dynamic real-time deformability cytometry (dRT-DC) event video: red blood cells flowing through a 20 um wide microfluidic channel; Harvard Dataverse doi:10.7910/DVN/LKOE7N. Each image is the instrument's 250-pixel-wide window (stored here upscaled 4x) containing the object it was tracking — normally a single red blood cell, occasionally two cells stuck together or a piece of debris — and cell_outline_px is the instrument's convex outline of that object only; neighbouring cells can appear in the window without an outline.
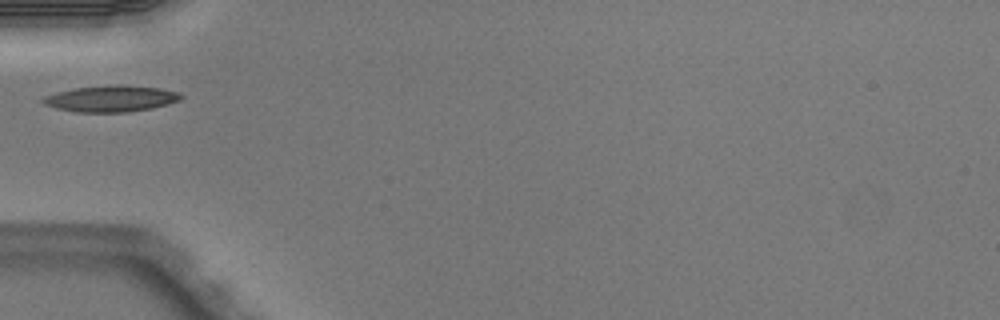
{"species": "Egyptian fruit bat (a non-hibernating species)", "species_latin": "Rousettus aegyptiacus", "temperature_condition": "warm", "stored_images_in_passage": 2, "camera_frame_rate_fps": 3000, "um_per_image_px": 0.085, "animal": {"sex": "male"}, "frame": {"image": 1, "passage_image": 1, "time_ms": 0.0, "image_size_px": [1000, 320], "cell_outline_px": [[184, 96], [180, 100], [168, 104], [152, 108], [128, 112], [76, 112], [56, 108], [44, 104], [40, 100], [44, 96], [56, 92], [76, 88], [116, 84], [120, 84], [160, 88], [180, 92]], "centroid_in_image_um": [9.46, 8.38], "position_along_channel_um": 75.5, "area_um2": 21.27}}